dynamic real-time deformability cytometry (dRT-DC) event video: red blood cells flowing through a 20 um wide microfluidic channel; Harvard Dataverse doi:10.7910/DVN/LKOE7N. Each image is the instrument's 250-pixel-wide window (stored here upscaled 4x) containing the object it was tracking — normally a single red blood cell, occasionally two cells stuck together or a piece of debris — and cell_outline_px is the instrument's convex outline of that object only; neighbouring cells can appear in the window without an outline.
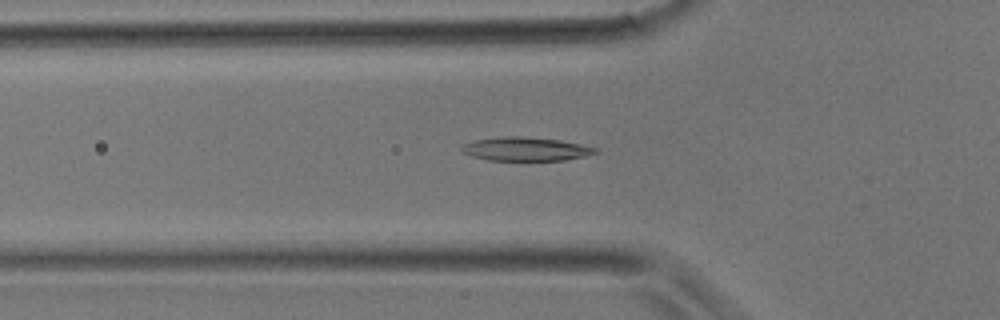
{"species": "common noctule bat (a hibernating species)", "species_latin": "Nyctalus noctula", "temperature_condition": "room temperature", "stored_images_in_passage": 37, "camera_frame_rate_fps": 3000, "um_per_image_px": 0.085, "animal": {"sex": "male", "body_mass_g": 17.9}, "frame": {"image": 1, "passage_image": 12, "time_ms": 3.667, "image_size_px": [1000, 320], "cell_outline_px": [[600, 152], [584, 156], [564, 160], [488, 160], [472, 156], [460, 152], [460, 148], [464, 144], [476, 140], [504, 136], [524, 136], [560, 140], [580, 144], [596, 148]], "centroid_in_image_um": [44.67, 12.66], "position_along_channel_um": 81.1, "area_um2": 18.38}}
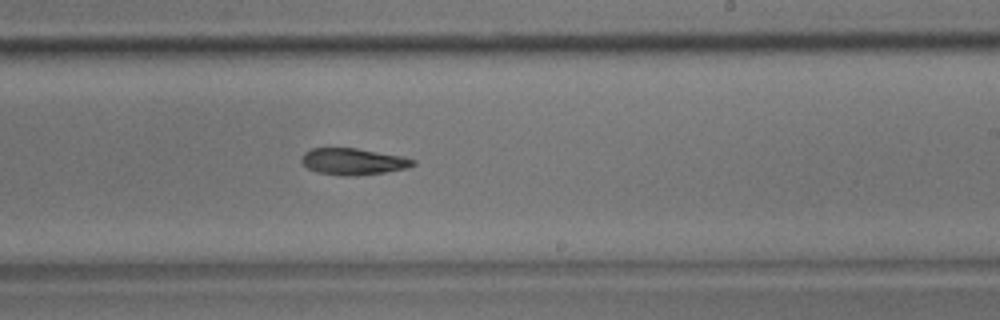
{"frame": {"image": 2, "passage_image": 22, "time_ms": 7.0, "image_size_px": [1000, 320], "cell_outline_px": [[416, 164], [408, 168], [384, 172], [356, 176], [340, 176], [316, 172], [308, 168], [300, 160], [300, 156], [304, 152], [312, 148], [356, 148], [400, 156], [416, 160]], "centroid_in_image_um": [29.98, 13.74], "position_along_channel_um": 259.0, "area_um2": 17.34}}
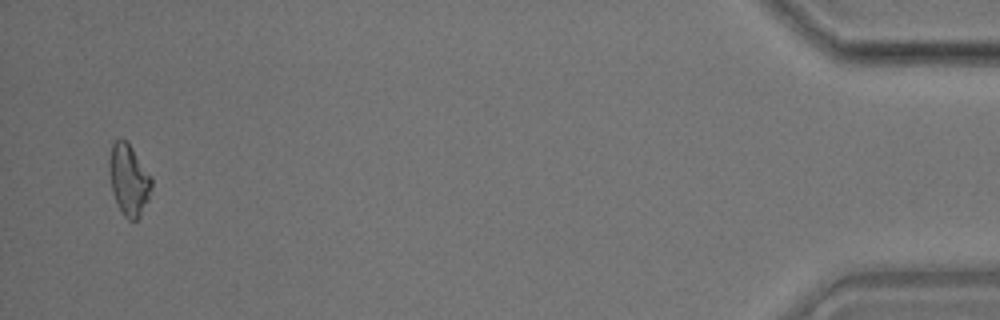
{"frame": {"image": 3, "passage_image": 36, "time_ms": 11.667, "image_size_px": [1000, 320], "cell_outline_px": [[152, 188], [148, 200], [140, 216], [136, 220], [128, 220], [120, 212], [112, 192], [108, 168], [108, 160], [112, 144], [120, 136], [132, 148], [152, 176]], "centroid_in_image_um": [10.94, 15.29], "position_along_channel_um": 424.3, "area_um2": 17.8}}